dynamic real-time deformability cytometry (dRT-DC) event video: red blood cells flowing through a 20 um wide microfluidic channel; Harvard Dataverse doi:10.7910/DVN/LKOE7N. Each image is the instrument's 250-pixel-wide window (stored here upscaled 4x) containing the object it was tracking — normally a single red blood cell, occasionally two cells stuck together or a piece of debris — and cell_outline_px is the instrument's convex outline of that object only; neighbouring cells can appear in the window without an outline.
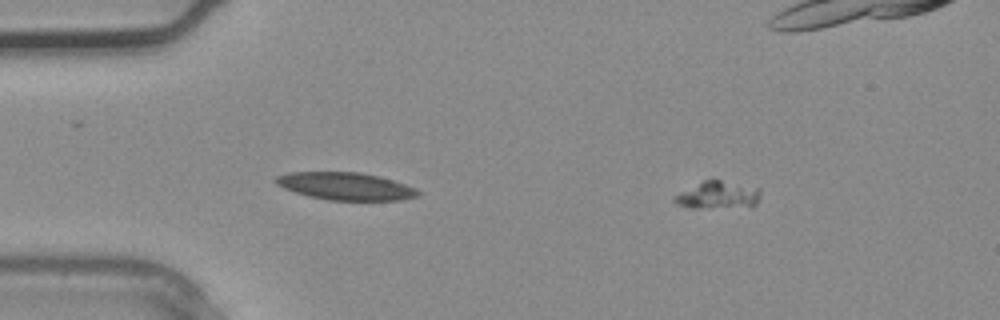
{"species": "common noctule bat (a hibernating species)", "species_latin": "Nyctalus noctula", "temperature_condition": "warm", "stored_images_in_passage": 3, "camera_frame_rate_fps": 3000, "um_per_image_px": 0.085, "animal": {"sex": "male", "body_mass_g": 20.4}, "frame": {"image": 1, "passage_image": 3, "time_ms": 0.667, "image_size_px": [1000, 320], "cell_outline_px": [[760, 196], [756, 204], [752, 208], [688, 208], [676, 204], [672, 200], [676, 196], [704, 180], [720, 180], [760, 188]], "centroid_in_image_um": [61.09, 16.63], "position_along_channel_um": 23.9, "area_um2": 13.87}}